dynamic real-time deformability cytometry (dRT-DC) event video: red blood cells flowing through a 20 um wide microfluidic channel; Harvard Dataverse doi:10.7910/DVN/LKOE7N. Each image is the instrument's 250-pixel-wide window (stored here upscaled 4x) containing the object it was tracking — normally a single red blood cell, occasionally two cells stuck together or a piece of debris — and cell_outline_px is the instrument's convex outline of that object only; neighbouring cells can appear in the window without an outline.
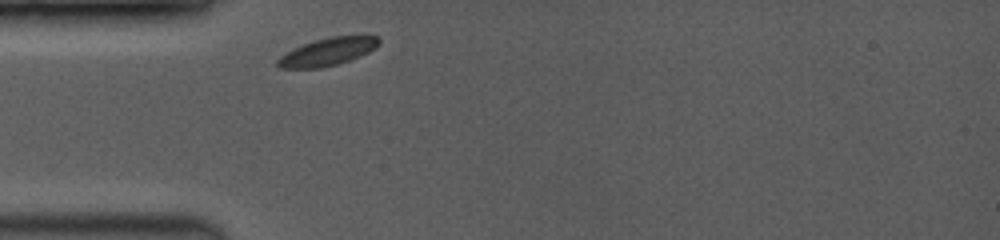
{"species": "common noctule bat (a hibernating species)", "species_latin": "Nyctalus noctula", "temperature_condition": "room temperature", "stored_images_in_passage": 6, "camera_frame_rate_fps": 3500, "um_per_image_px": 0.085, "animal": {"sex": "female", "body_mass_g": 19.0, "forearm_length_mm": 53.3}, "frame": {"image": 1, "passage_image": 1, "time_ms": 0.0, "image_size_px": [1000, 240], "cell_outline_px": [[380, 44], [376, 48], [360, 56], [336, 64], [320, 68], [280, 68], [276, 64], [276, 60], [280, 56], [304, 44], [316, 40], [332, 36], [380, 36]], "centroid_in_image_um": [27.88, 4.4], "position_along_channel_um": 57.1, "area_um2": 16.07}}
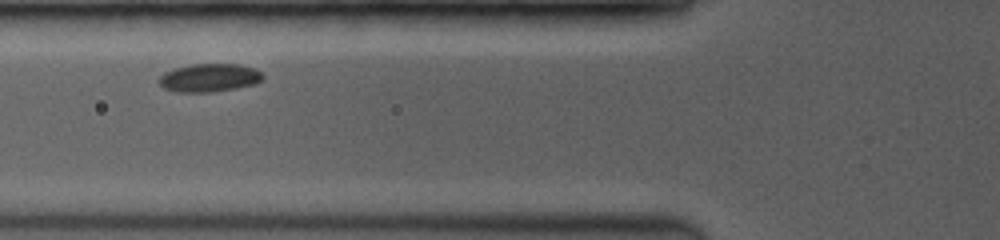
{"frame": {"image": 2, "passage_image": 4, "time_ms": 1.429, "image_size_px": [1000, 240], "cell_outline_px": [[264, 76], [256, 84], [236, 88], [212, 92], [176, 92], [164, 88], [160, 84], [160, 76], [164, 72], [176, 68], [192, 64], [240, 64], [252, 68], [260, 72]], "centroid_in_image_um": [17.79, 6.61], "position_along_channel_um": 108.0, "area_um2": 16.94}}
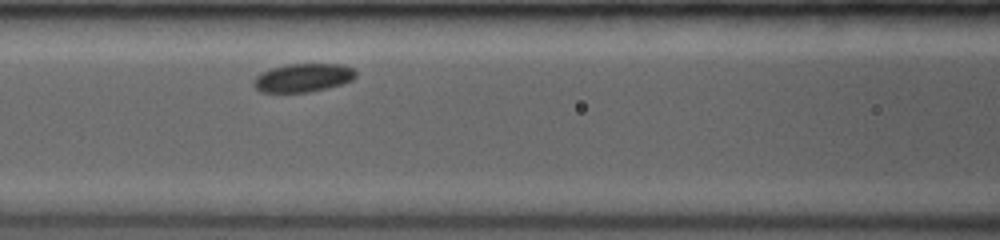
{"frame": {"image": 3, "passage_image": 6, "time_ms": 2.286, "image_size_px": [1000, 240], "cell_outline_px": [[356, 76], [352, 80], [328, 88], [308, 92], [260, 92], [252, 84], [256, 76], [272, 68], [288, 64], [340, 64], [352, 68], [356, 72]], "centroid_in_image_um": [25.76, 6.61], "position_along_channel_um": 140.8, "area_um2": 16.76}}